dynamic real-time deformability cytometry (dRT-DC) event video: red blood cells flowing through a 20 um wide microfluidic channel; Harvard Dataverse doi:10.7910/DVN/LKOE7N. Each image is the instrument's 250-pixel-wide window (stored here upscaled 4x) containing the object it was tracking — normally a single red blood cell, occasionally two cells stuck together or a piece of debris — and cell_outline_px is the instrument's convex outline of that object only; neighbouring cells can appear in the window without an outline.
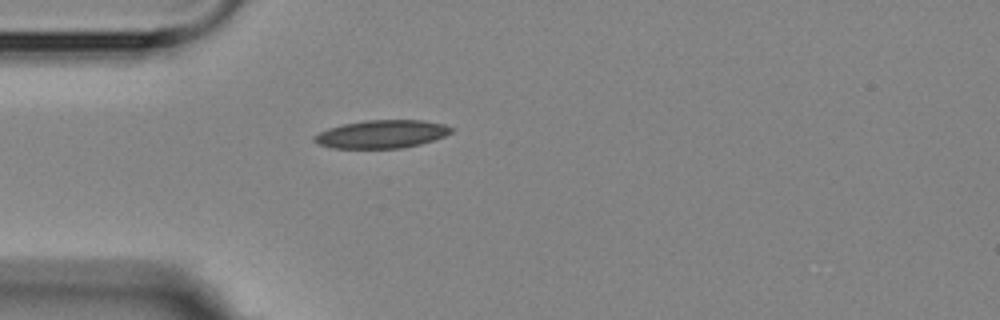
{"species": "Egyptian fruit bat (a non-hibernating species)", "species_latin": "Rousettus aegyptiacus", "temperature_condition": "room temperature", "stored_images_in_passage": 1, "camera_frame_rate_fps": 3000, "um_per_image_px": 0.085, "animal": {"sex": "female"}, "frame": {"image": 1, "passage_image": 1, "time_ms": 0.0, "image_size_px": [1000, 320], "cell_outline_px": [[452, 132], [444, 136], [420, 144], [400, 148], [332, 148], [320, 144], [312, 140], [312, 136], [328, 128], [344, 124], [364, 120], [424, 120], [444, 124], [452, 128]], "centroid_in_image_um": [32.42, 11.39], "position_along_channel_um": 52.6, "area_um2": 22.31}}